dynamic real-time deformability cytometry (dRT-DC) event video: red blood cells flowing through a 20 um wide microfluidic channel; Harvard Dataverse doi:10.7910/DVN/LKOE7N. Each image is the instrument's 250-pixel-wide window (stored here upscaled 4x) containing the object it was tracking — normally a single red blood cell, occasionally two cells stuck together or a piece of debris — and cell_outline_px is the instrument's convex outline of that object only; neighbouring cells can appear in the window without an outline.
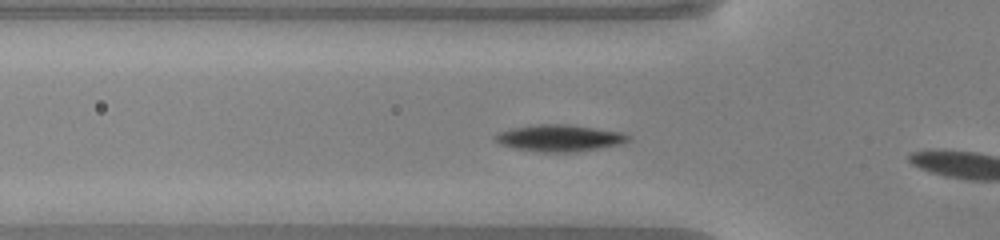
{"species": "common noctule bat (a hibernating species)", "species_latin": "Nyctalus noctula", "temperature_condition": "warm", "stored_images_in_passage": 7, "camera_frame_rate_fps": 3000, "um_per_image_px": 0.085, "animal": {"sex": "male", "body_mass_g": 20.0, "forearm_length_mm": 53.3}, "frame": {"image": 1, "passage_image": 5, "time_ms": 1.333, "image_size_px": [1000, 240], "cell_outline_px": [[628, 140], [620, 144], [576, 152], [544, 152], [516, 148], [500, 144], [496, 140], [496, 136], [500, 132], [512, 128], [536, 124], [568, 124], [620, 132], [628, 136]], "centroid_in_image_um": [47.54, 11.73], "position_along_channel_um": 78.3, "area_um2": 20.23}}